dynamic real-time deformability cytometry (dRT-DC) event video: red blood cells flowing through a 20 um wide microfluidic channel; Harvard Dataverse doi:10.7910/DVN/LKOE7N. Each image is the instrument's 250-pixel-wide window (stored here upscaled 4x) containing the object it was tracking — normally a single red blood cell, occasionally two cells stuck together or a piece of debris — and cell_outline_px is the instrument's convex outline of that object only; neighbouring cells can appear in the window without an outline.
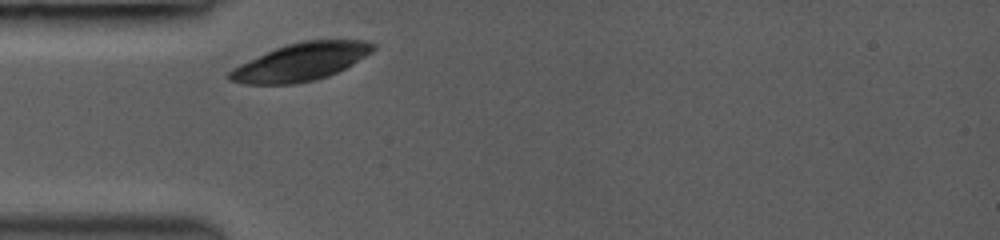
{"species": "common noctule bat (a hibernating species)", "species_latin": "Nyctalus noctula", "temperature_condition": "room temperature", "stored_images_in_passage": 1, "camera_frame_rate_fps": 3000, "um_per_image_px": 0.085, "animal": {"sex": "female", "body_mass_g": 19.0, "forearm_length_mm": 53.3}, "frame": {"image": 1, "passage_image": 1, "time_ms": 0.0, "image_size_px": [1000, 240], "cell_outline_px": [[376, 48], [372, 52], [352, 64], [328, 76], [312, 80], [292, 84], [244, 84], [228, 80], [228, 72], [232, 68], [240, 64], [276, 48], [288, 44], [304, 40], [368, 40], [376, 44]], "centroid_in_image_um": [25.58, 5.26], "position_along_channel_um": 59.4, "area_um2": 31.27}}